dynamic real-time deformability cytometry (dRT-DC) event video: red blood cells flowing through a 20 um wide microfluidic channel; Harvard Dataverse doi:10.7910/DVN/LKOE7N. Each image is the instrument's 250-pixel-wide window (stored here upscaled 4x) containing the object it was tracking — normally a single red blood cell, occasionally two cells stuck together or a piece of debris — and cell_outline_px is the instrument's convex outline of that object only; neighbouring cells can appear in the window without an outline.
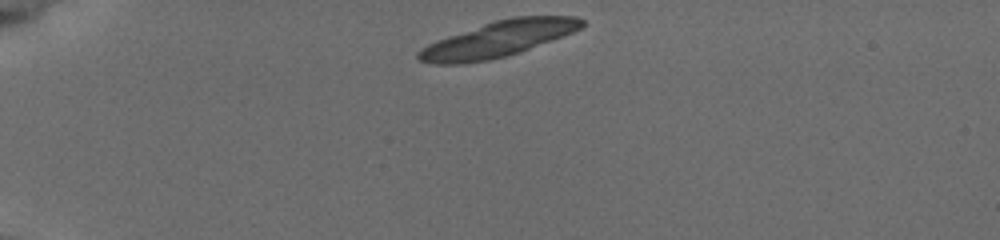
{"species": "common noctule bat (a hibernating species)", "species_latin": "Nyctalus noctula", "temperature_condition": "cold", "stored_images_in_passage": 15, "camera_frame_rate_fps": 3000, "um_per_image_px": 0.085, "animal": {"sex": "female", "body_mass_g": 19.5, "forearm_length_mm": 54.1}, "frame": {"image": 1, "passage_image": 1, "time_ms": 0.0, "image_size_px": [1000, 240], "cell_outline_px": [[584, 24], [580, 28], [572, 32], [528, 48], [504, 56], [488, 60], [460, 64], [436, 64], [420, 60], [416, 56], [416, 52], [420, 48], [436, 40], [496, 20], [512, 16], [576, 16], [584, 20]], "centroid_in_image_um": [42.3, 3.31], "position_along_channel_um": 42.7, "area_um2": 33.35}}